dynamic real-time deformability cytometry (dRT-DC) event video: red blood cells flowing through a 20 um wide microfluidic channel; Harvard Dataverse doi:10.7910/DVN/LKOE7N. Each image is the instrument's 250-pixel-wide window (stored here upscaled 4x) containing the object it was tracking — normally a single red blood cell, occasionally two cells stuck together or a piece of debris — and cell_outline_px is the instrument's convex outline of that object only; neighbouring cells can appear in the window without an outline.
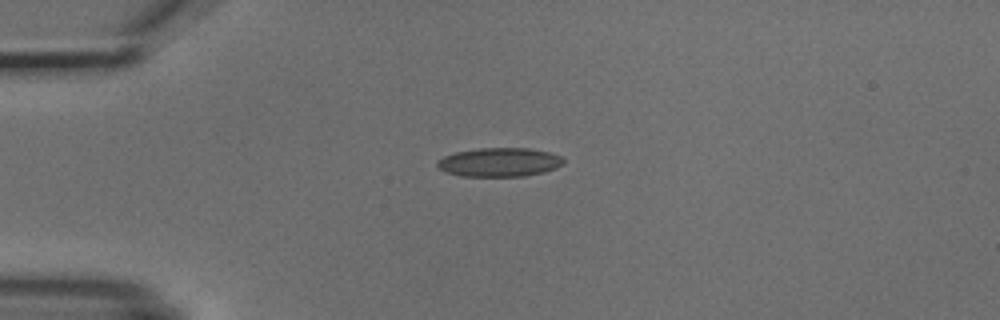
{"species": "common noctule bat (a hibernating species)", "species_latin": "Nyctalus noctula", "temperature_condition": "cold", "stored_images_in_passage": 5, "camera_frame_rate_fps": 3000, "um_per_image_px": 0.085, "animal": {"sex": "male", "body_mass_g": 18.8}, "frame": {"image": 1, "passage_image": 1, "time_ms": 0.0, "image_size_px": [1000, 320], "cell_outline_px": [[564, 164], [556, 168], [544, 172], [524, 176], [460, 176], [444, 172], [436, 164], [444, 156], [456, 152], [480, 148], [528, 148], [548, 152], [560, 156], [564, 160]], "centroid_in_image_um": [42.46, 13.79], "position_along_channel_um": 42.5, "area_um2": 21.15}}
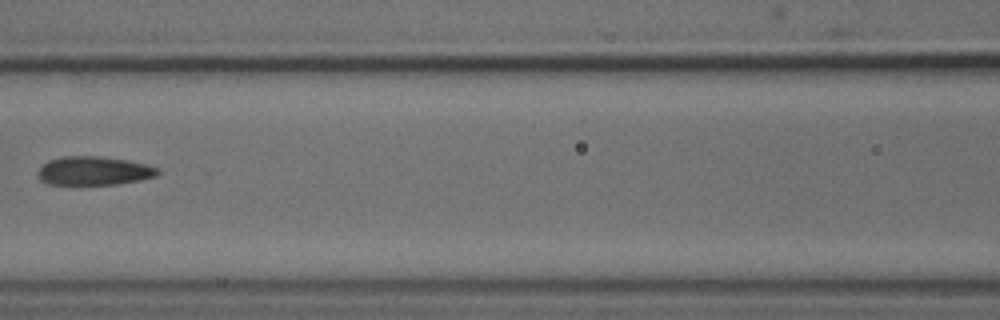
{"frame": {"image": 2, "passage_image": 4, "time_ms": 3.667, "image_size_px": [1000, 320], "cell_outline_px": [[160, 172], [156, 176], [140, 180], [116, 184], [48, 184], [40, 180], [36, 176], [36, 172], [48, 160], [64, 156], [96, 156], [128, 160], [148, 164], [160, 168]], "centroid_in_image_um": [7.99, 14.51], "position_along_channel_um": 158.6, "area_um2": 20.17}}
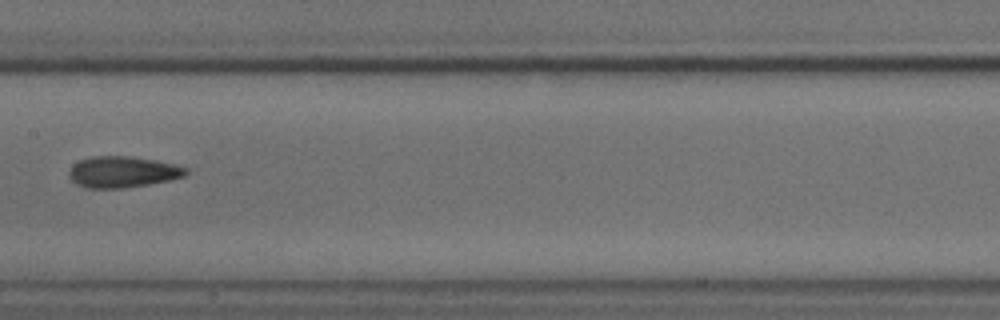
{"frame": {"image": 3, "passage_image": 5, "time_ms": 4.667, "image_size_px": [1000, 320], "cell_outline_px": [[188, 172], [184, 176], [168, 180], [148, 184], [120, 188], [88, 188], [76, 184], [68, 176], [68, 172], [72, 164], [80, 160], [92, 156], [128, 156], [156, 160], [188, 168]], "centroid_in_image_um": [10.38, 14.61], "position_along_channel_um": 197.0, "area_um2": 21.15}}